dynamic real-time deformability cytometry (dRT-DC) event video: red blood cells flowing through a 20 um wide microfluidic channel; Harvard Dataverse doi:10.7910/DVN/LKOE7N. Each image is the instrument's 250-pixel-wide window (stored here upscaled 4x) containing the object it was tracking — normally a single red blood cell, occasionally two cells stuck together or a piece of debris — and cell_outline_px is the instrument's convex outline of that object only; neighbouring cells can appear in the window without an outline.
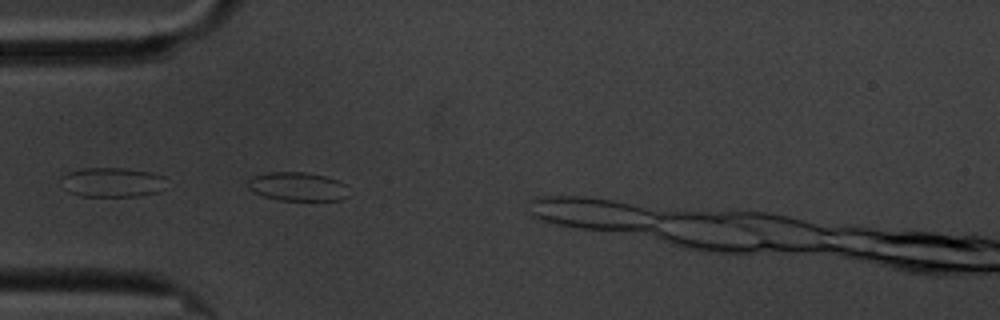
{"species": "common noctule bat (a hibernating species)", "species_latin": "Nyctalus noctula", "temperature_condition": "cold", "stored_images_in_passage": 23, "segment_of_instrument_passage": [1, 2], "camera_frame_rate_fps": 3000, "um_per_image_px": 0.085, "animal": {"sex": "male", "body_mass_g": 20.1, "forearm_length_mm": 53.5}, "frame": {"image": 1, "passage_image": 7, "time_ms": 2.0, "image_size_px": [1000, 320], "cell_outline_px": [[348, 196], [340, 200], [280, 200], [264, 196], [252, 192], [248, 188], [248, 180], [252, 176], [268, 172], [304, 172], [324, 176], [336, 180], [344, 184]], "centroid_in_image_um": [25.24, 15.86], "position_along_channel_um": 59.8, "area_um2": 16.76}}
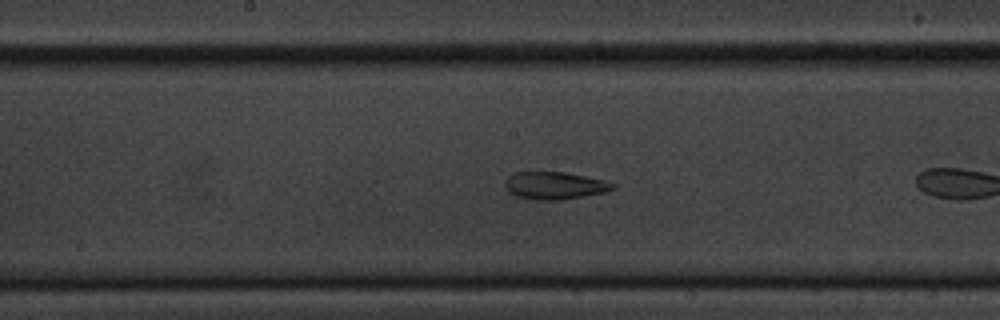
{"frame": {"image": 2, "passage_image": 15, "time_ms": 4.667, "image_size_px": [1000, 320], "cell_outline_px": [[616, 188], [604, 192], [584, 196], [560, 200], [532, 200], [516, 196], [508, 192], [504, 184], [504, 180], [508, 176], [516, 172], [564, 172], [604, 180], [616, 184]], "centroid_in_image_um": [47.11, 15.78], "position_along_channel_um": 201.1, "area_um2": 17.34}}
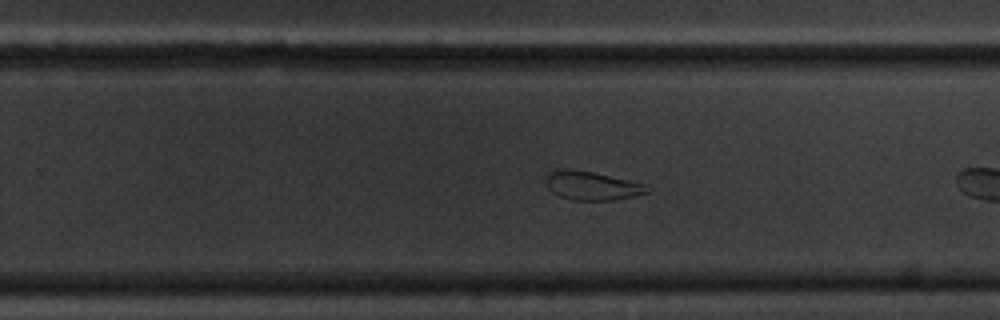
{"frame": {"image": 3, "passage_image": 22, "time_ms": 7.0, "image_size_px": [1000, 320], "cell_outline_px": [[652, 192], [612, 200], [572, 200], [560, 196], [552, 192], [548, 188], [548, 176], [552, 172], [564, 168], [592, 172], [628, 180], [644, 184], [652, 188]], "centroid_in_image_um": [50.38, 15.8], "position_along_channel_um": 279.4, "area_um2": 16.59}}